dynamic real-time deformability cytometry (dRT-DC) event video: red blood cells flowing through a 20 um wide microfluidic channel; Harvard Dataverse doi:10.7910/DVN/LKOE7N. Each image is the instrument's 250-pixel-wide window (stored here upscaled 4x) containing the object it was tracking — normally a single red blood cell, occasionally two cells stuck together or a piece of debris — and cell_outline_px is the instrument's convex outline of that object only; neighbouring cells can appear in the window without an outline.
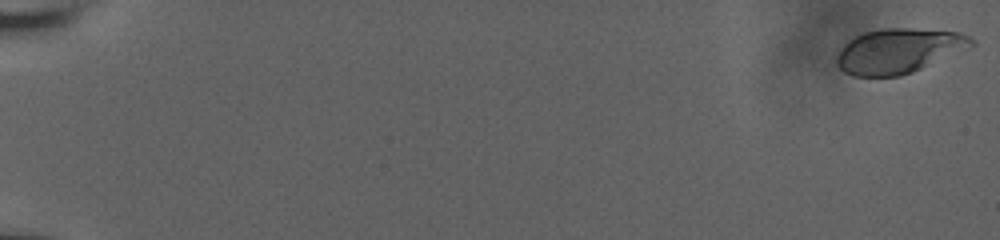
{"species": "human", "species_latin": "Homo sapiens", "temperature_condition": "room temperature", "stored_images_in_passage": 63, "camera_frame_rate_fps": 3000, "um_per_image_px": 0.085, "donor": {"sex": "male"}, "frame": {"image": 1, "passage_image": 1, "time_ms": 0.0, "image_size_px": [1000, 240], "cell_outline_px": [[976, 44], [912, 72], [900, 76], [852, 76], [844, 72], [836, 64], [836, 60], [840, 48], [848, 40], [864, 32], [880, 28], [908, 28], [960, 32], [968, 36]], "centroid_in_image_um": [76.33, 4.32], "position_along_channel_um": 8.7, "area_um2": 34.85}}
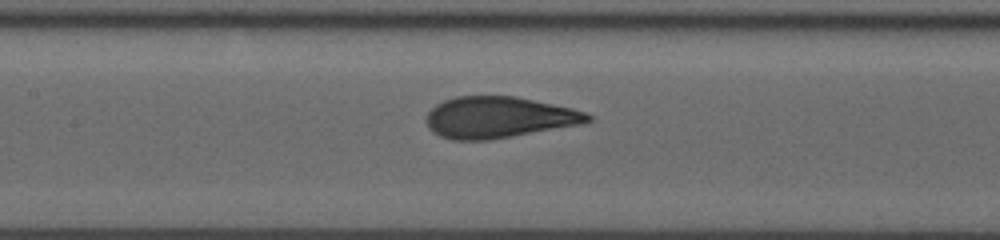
{"frame": {"image": 2, "passage_image": 31, "time_ms": 10.0, "image_size_px": [1000, 240], "cell_outline_px": [[592, 120], [576, 124], [488, 140], [452, 140], [440, 136], [432, 132], [428, 128], [428, 112], [436, 104], [444, 100], [456, 96], [516, 96], [572, 108], [584, 112], [592, 116]], "centroid_in_image_um": [42.33, 9.96], "position_along_channel_um": 165.1, "area_um2": 38.26}}
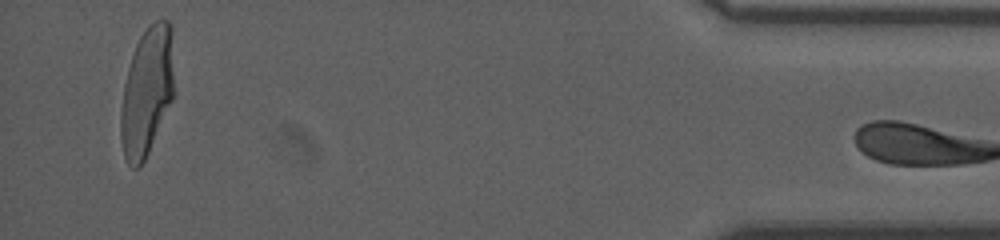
{"frame": {"image": 3, "passage_image": 61, "time_ms": 18.667, "image_size_px": [1000, 240], "cell_outline_px": [[172, 100], [148, 152], [140, 168], [132, 168], [128, 164], [124, 156], [120, 140], [120, 112], [124, 84], [128, 68], [136, 44], [140, 36], [148, 24], [156, 20], [168, 20], [172, 24]], "centroid_in_image_um": [12.46, 7.78], "position_along_channel_um": 422.7, "area_um2": 39.71}}